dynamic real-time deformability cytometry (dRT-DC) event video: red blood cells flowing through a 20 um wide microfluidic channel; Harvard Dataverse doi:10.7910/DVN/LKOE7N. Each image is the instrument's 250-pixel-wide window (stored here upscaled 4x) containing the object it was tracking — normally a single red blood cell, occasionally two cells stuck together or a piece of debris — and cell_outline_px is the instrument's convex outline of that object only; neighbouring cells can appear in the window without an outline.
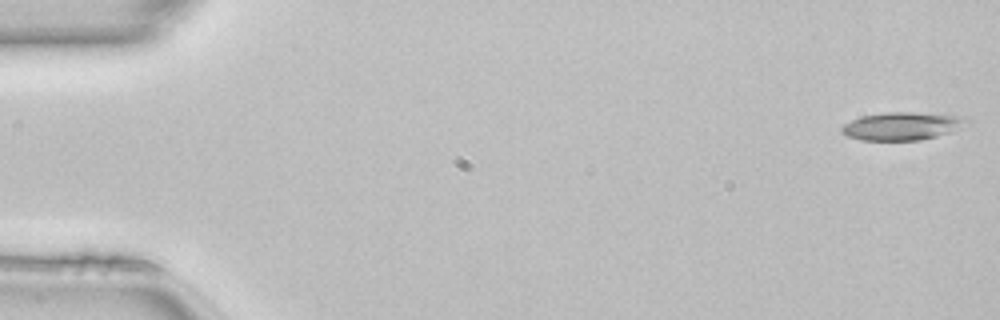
{"species": "common noctule bat (a hibernating species)", "species_latin": "Nyctalus noctula", "temperature_condition": "room temperature", "stored_images_in_passage": 28, "camera_frame_rate_fps": 3000, "um_per_image_px": 0.085, "animal": {"sex": "female", "body_mass_g": 22.7, "forearm_length_mm": 54.2}, "frame": {"image": 1, "passage_image": 1, "time_ms": 0.0, "image_size_px": [1000, 320], "cell_outline_px": [[972, 124], [952, 132], [920, 140], [860, 140], [848, 136], [840, 132], [840, 128], [844, 124], [852, 120], [864, 116], [884, 112], [916, 112], [964, 116], [972, 120]], "centroid_in_image_um": [76.78, 10.71], "position_along_channel_um": 8.2, "area_um2": 20.69}}
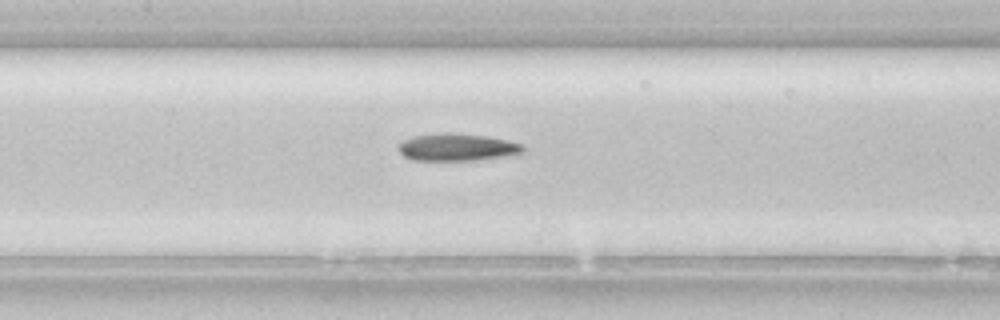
{"frame": {"image": 2, "passage_image": 23, "time_ms": 7.333, "image_size_px": [1000, 320], "cell_outline_px": [[524, 152], [508, 156], [472, 160], [412, 160], [404, 156], [400, 152], [400, 144], [404, 140], [412, 136], [444, 132], [448, 132], [488, 136], [508, 140], [520, 144], [524, 148]], "centroid_in_image_um": [38.87, 12.5], "position_along_channel_um": 168.5, "area_um2": 19.77}}
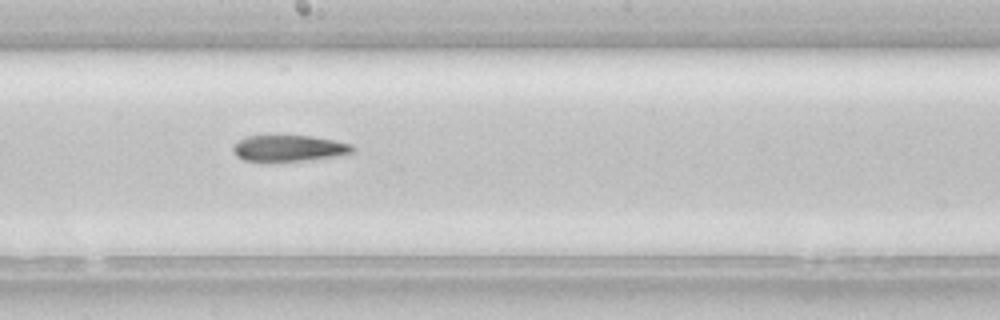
{"frame": {"image": 3, "passage_image": 27, "time_ms": 8.667, "image_size_px": [1000, 320], "cell_outline_px": [[352, 152], [336, 156], [304, 160], [244, 160], [236, 156], [232, 148], [240, 140], [248, 136], [312, 136], [352, 144]], "centroid_in_image_um": [24.56, 12.59], "position_along_channel_um": 223.6, "area_um2": 17.57}}